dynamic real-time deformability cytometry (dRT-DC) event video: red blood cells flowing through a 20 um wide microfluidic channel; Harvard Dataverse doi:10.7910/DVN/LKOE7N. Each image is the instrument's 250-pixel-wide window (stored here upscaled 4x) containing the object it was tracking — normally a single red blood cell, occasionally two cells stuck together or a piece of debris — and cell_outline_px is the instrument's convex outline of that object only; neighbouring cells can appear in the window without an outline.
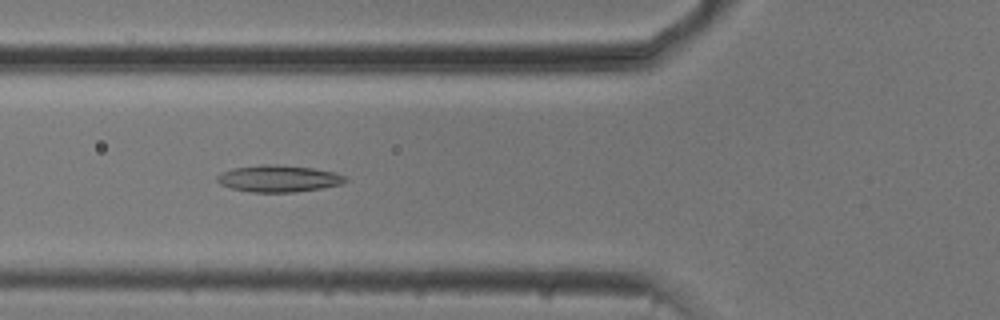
{"species": "common noctule bat (a hibernating species)", "species_latin": "Nyctalus noctula", "temperature_condition": "cold", "stored_images_in_passage": 32, "camera_frame_rate_fps": 3000, "um_per_image_px": 0.085, "animal": {"sex": "male", "body_mass_g": 20.5, "forearm_length_mm": 52.5}, "frame": {"image": 1, "passage_image": 19, "time_ms": 6.0, "image_size_px": [1000, 320], "cell_outline_px": [[348, 180], [340, 184], [320, 188], [296, 192], [252, 192], [232, 188], [220, 184], [216, 180], [216, 176], [220, 172], [232, 168], [260, 164], [276, 164], [312, 168], [336, 172], [344, 176]], "centroid_in_image_um": [23.64, 15.17], "position_along_channel_um": 102.2, "area_um2": 20.06}}
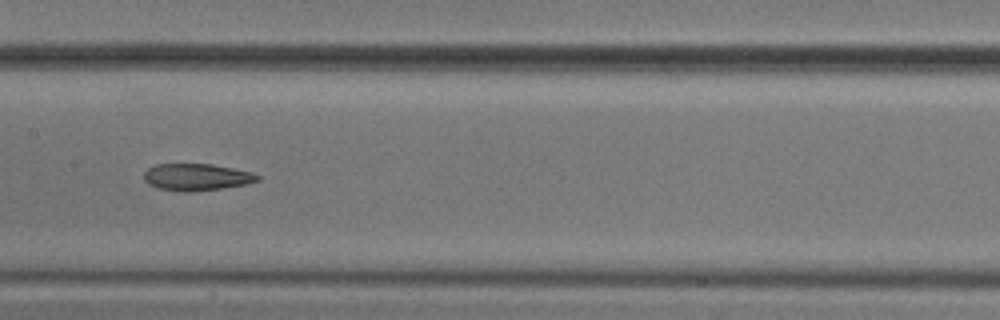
{"frame": {"image": 2, "passage_image": 26, "time_ms": 8.333, "image_size_px": [1000, 320], "cell_outline_px": [[260, 180], [248, 184], [192, 192], [180, 192], [156, 188], [148, 184], [144, 180], [144, 172], [148, 168], [156, 164], [212, 164], [252, 172], [260, 176]], "centroid_in_image_um": [16.69, 15.06], "position_along_channel_um": 190.7, "area_um2": 17.98}}
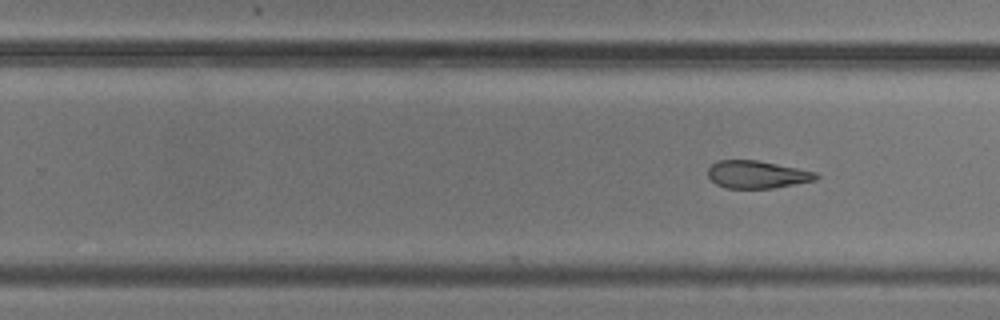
{"frame": {"image": 3, "passage_image": 32, "time_ms": 10.333, "image_size_px": [1000, 320], "cell_outline_px": [[820, 176], [816, 180], [772, 188], [724, 188], [716, 184], [708, 176], [708, 168], [716, 160], [756, 160], [816, 172]], "centroid_in_image_um": [64.32, 14.83], "position_along_channel_um": 265.5, "area_um2": 17.28}}